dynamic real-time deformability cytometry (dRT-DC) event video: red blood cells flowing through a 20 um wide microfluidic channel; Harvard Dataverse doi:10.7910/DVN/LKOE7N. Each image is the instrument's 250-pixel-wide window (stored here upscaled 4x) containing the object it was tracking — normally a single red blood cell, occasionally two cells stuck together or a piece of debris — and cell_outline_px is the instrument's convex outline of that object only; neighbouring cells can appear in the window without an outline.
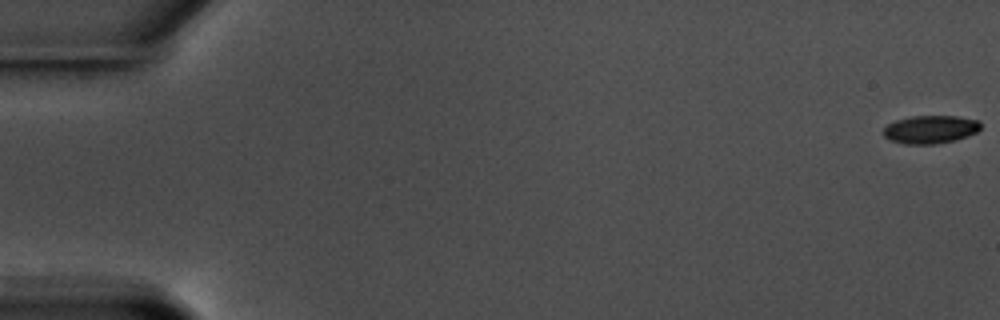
{"species": "common noctule bat (a hibernating species)", "species_latin": "Nyctalus noctula", "temperature_condition": "warm", "stored_images_in_passage": 59, "camera_frame_rate_fps": 3000, "um_per_image_px": 0.085, "animal": {"sex": "male", "body_mass_g": 17.5, "forearm_length_mm": 52.3}, "frame": {"image": 1, "passage_image": 1, "time_ms": 0.0, "image_size_px": [1000, 320], "cell_outline_px": [[980, 128], [976, 132], [968, 136], [956, 140], [936, 144], [904, 144], [892, 140], [884, 136], [884, 128], [888, 124], [896, 120], [912, 116], [956, 116], [980, 120]], "centroid_in_image_um": [79.11, 11.0], "position_along_channel_um": 5.9, "area_um2": 15.9}}
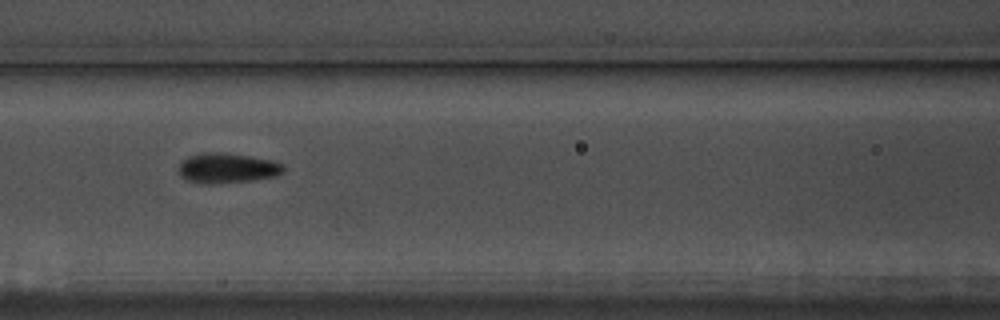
{"frame": {"image": 2, "passage_image": 27, "time_ms": 8.667, "image_size_px": [1000, 320], "cell_outline_px": [[284, 172], [276, 176], [252, 180], [212, 184], [200, 184], [188, 180], [180, 176], [180, 164], [188, 156], [204, 152], [216, 152], [248, 156], [272, 160], [284, 164]], "centroid_in_image_um": [19.33, 14.3], "position_along_channel_um": 147.3, "area_um2": 18.26}}
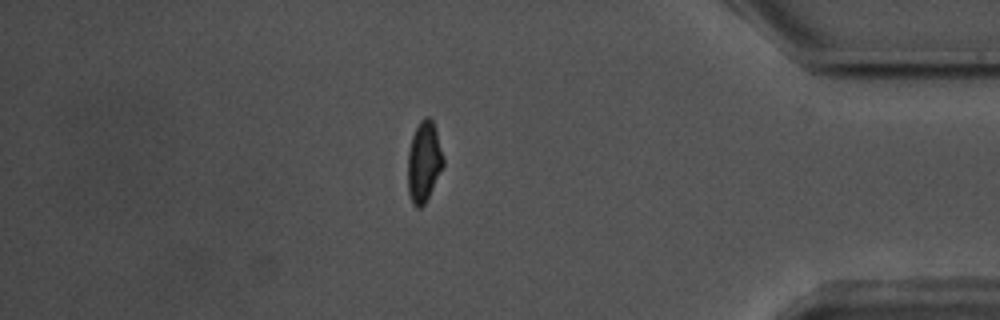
{"frame": {"image": 3, "passage_image": 51, "time_ms": 16.667, "image_size_px": [1000, 320], "cell_outline_px": [[444, 164], [424, 204], [420, 208], [416, 208], [412, 204], [408, 192], [408, 152], [412, 136], [420, 120], [424, 116], [428, 116], [432, 120], [444, 156]], "centroid_in_image_um": [36.02, 13.74], "position_along_channel_um": 399.2, "area_um2": 16.53}, "authors_computed_cell_mechanics": {"area_um2": 16.8776, "velocity_mm_per_s": 3.5613, "shape_relaxation_time_tau1_ms": 2.7599, "shape_relaxation_time_tau2_ms": 2.1623, "deformation_change_tau1": 0.1162, "deformation_change_tau2": 0.0768}}